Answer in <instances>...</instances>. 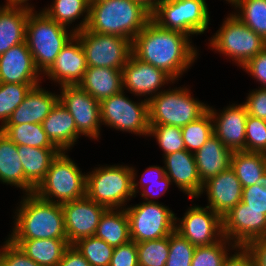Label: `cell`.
Returning <instances> with one entry per match:
<instances>
[{
  "label": "cell",
  "mask_w": 266,
  "mask_h": 266,
  "mask_svg": "<svg viewBox=\"0 0 266 266\" xmlns=\"http://www.w3.org/2000/svg\"><path fill=\"white\" fill-rule=\"evenodd\" d=\"M131 169L133 172V193H134L135 197H136V193H139V190H138L139 188H137L139 183L141 184L140 188H144V182H153V180L154 181H160L166 175L164 167L157 166V165L156 166H149V168L144 170L145 173H143L141 176V179H139L140 182H136L135 180L137 177V175H136L137 172H135V168L131 167ZM147 173H148V175H147ZM151 175H152V177L154 175L153 180L152 179L149 180V178L146 177V176L151 177Z\"/></svg>",
  "instance_id": "cell-51"
},
{
  "label": "cell",
  "mask_w": 266,
  "mask_h": 266,
  "mask_svg": "<svg viewBox=\"0 0 266 266\" xmlns=\"http://www.w3.org/2000/svg\"><path fill=\"white\" fill-rule=\"evenodd\" d=\"M75 36L83 46L87 67L122 70L132 55V41L124 37L95 33L86 28Z\"/></svg>",
  "instance_id": "cell-12"
},
{
  "label": "cell",
  "mask_w": 266,
  "mask_h": 266,
  "mask_svg": "<svg viewBox=\"0 0 266 266\" xmlns=\"http://www.w3.org/2000/svg\"><path fill=\"white\" fill-rule=\"evenodd\" d=\"M59 94L60 103L72 115L77 132L91 139L100 135V102L78 85L61 86Z\"/></svg>",
  "instance_id": "cell-14"
},
{
  "label": "cell",
  "mask_w": 266,
  "mask_h": 266,
  "mask_svg": "<svg viewBox=\"0 0 266 266\" xmlns=\"http://www.w3.org/2000/svg\"><path fill=\"white\" fill-rule=\"evenodd\" d=\"M190 40L189 35L161 28L151 19L132 40V55L176 81L198 57Z\"/></svg>",
  "instance_id": "cell-1"
},
{
  "label": "cell",
  "mask_w": 266,
  "mask_h": 266,
  "mask_svg": "<svg viewBox=\"0 0 266 266\" xmlns=\"http://www.w3.org/2000/svg\"><path fill=\"white\" fill-rule=\"evenodd\" d=\"M109 266H139L136 243L130 241L114 247Z\"/></svg>",
  "instance_id": "cell-46"
},
{
  "label": "cell",
  "mask_w": 266,
  "mask_h": 266,
  "mask_svg": "<svg viewBox=\"0 0 266 266\" xmlns=\"http://www.w3.org/2000/svg\"><path fill=\"white\" fill-rule=\"evenodd\" d=\"M222 233L236 246H246L254 239L266 238V215L239 202L222 216Z\"/></svg>",
  "instance_id": "cell-15"
},
{
  "label": "cell",
  "mask_w": 266,
  "mask_h": 266,
  "mask_svg": "<svg viewBox=\"0 0 266 266\" xmlns=\"http://www.w3.org/2000/svg\"><path fill=\"white\" fill-rule=\"evenodd\" d=\"M225 19L209 40L210 47L242 67L266 47V41L233 13Z\"/></svg>",
  "instance_id": "cell-8"
},
{
  "label": "cell",
  "mask_w": 266,
  "mask_h": 266,
  "mask_svg": "<svg viewBox=\"0 0 266 266\" xmlns=\"http://www.w3.org/2000/svg\"><path fill=\"white\" fill-rule=\"evenodd\" d=\"M6 4L5 6H25L28 8H34L33 6L31 7V5H28L29 3H27L29 0H6ZM26 3V4H25Z\"/></svg>",
  "instance_id": "cell-55"
},
{
  "label": "cell",
  "mask_w": 266,
  "mask_h": 266,
  "mask_svg": "<svg viewBox=\"0 0 266 266\" xmlns=\"http://www.w3.org/2000/svg\"><path fill=\"white\" fill-rule=\"evenodd\" d=\"M54 2L48 8L42 11L51 19L64 26H70L72 22L79 19L80 24L72 30L81 31L87 27L89 20L90 1L89 0H53Z\"/></svg>",
  "instance_id": "cell-32"
},
{
  "label": "cell",
  "mask_w": 266,
  "mask_h": 266,
  "mask_svg": "<svg viewBox=\"0 0 266 266\" xmlns=\"http://www.w3.org/2000/svg\"><path fill=\"white\" fill-rule=\"evenodd\" d=\"M242 68L247 73H250L256 81H259L262 88H266V47Z\"/></svg>",
  "instance_id": "cell-48"
},
{
  "label": "cell",
  "mask_w": 266,
  "mask_h": 266,
  "mask_svg": "<svg viewBox=\"0 0 266 266\" xmlns=\"http://www.w3.org/2000/svg\"><path fill=\"white\" fill-rule=\"evenodd\" d=\"M123 90H128L136 96L154 97L166 83L175 81L162 69L144 63L131 55L122 68Z\"/></svg>",
  "instance_id": "cell-17"
},
{
  "label": "cell",
  "mask_w": 266,
  "mask_h": 266,
  "mask_svg": "<svg viewBox=\"0 0 266 266\" xmlns=\"http://www.w3.org/2000/svg\"><path fill=\"white\" fill-rule=\"evenodd\" d=\"M245 247L253 257L254 266H266V238L254 239Z\"/></svg>",
  "instance_id": "cell-52"
},
{
  "label": "cell",
  "mask_w": 266,
  "mask_h": 266,
  "mask_svg": "<svg viewBox=\"0 0 266 266\" xmlns=\"http://www.w3.org/2000/svg\"><path fill=\"white\" fill-rule=\"evenodd\" d=\"M61 206L69 245H73L79 239L94 236L100 217L107 209L91 200L87 195L61 204Z\"/></svg>",
  "instance_id": "cell-16"
},
{
  "label": "cell",
  "mask_w": 266,
  "mask_h": 266,
  "mask_svg": "<svg viewBox=\"0 0 266 266\" xmlns=\"http://www.w3.org/2000/svg\"><path fill=\"white\" fill-rule=\"evenodd\" d=\"M233 151L228 149L214 134L194 153L201 182L218 175L231 167Z\"/></svg>",
  "instance_id": "cell-25"
},
{
  "label": "cell",
  "mask_w": 266,
  "mask_h": 266,
  "mask_svg": "<svg viewBox=\"0 0 266 266\" xmlns=\"http://www.w3.org/2000/svg\"><path fill=\"white\" fill-rule=\"evenodd\" d=\"M231 256L227 255L222 266H254L253 257L245 246H237Z\"/></svg>",
  "instance_id": "cell-50"
},
{
  "label": "cell",
  "mask_w": 266,
  "mask_h": 266,
  "mask_svg": "<svg viewBox=\"0 0 266 266\" xmlns=\"http://www.w3.org/2000/svg\"><path fill=\"white\" fill-rule=\"evenodd\" d=\"M0 131L16 145L36 148H56L48 139L42 124L3 125L0 127Z\"/></svg>",
  "instance_id": "cell-34"
},
{
  "label": "cell",
  "mask_w": 266,
  "mask_h": 266,
  "mask_svg": "<svg viewBox=\"0 0 266 266\" xmlns=\"http://www.w3.org/2000/svg\"><path fill=\"white\" fill-rule=\"evenodd\" d=\"M231 168L235 171L242 188L255 185L266 172V154L234 151Z\"/></svg>",
  "instance_id": "cell-33"
},
{
  "label": "cell",
  "mask_w": 266,
  "mask_h": 266,
  "mask_svg": "<svg viewBox=\"0 0 266 266\" xmlns=\"http://www.w3.org/2000/svg\"><path fill=\"white\" fill-rule=\"evenodd\" d=\"M124 93L122 90L100 101L101 124L123 132L148 136L150 124L147 97L136 103Z\"/></svg>",
  "instance_id": "cell-10"
},
{
  "label": "cell",
  "mask_w": 266,
  "mask_h": 266,
  "mask_svg": "<svg viewBox=\"0 0 266 266\" xmlns=\"http://www.w3.org/2000/svg\"><path fill=\"white\" fill-rule=\"evenodd\" d=\"M139 266H165L169 254V236L136 243Z\"/></svg>",
  "instance_id": "cell-39"
},
{
  "label": "cell",
  "mask_w": 266,
  "mask_h": 266,
  "mask_svg": "<svg viewBox=\"0 0 266 266\" xmlns=\"http://www.w3.org/2000/svg\"><path fill=\"white\" fill-rule=\"evenodd\" d=\"M78 86L100 102L123 90L122 70L87 67Z\"/></svg>",
  "instance_id": "cell-27"
},
{
  "label": "cell",
  "mask_w": 266,
  "mask_h": 266,
  "mask_svg": "<svg viewBox=\"0 0 266 266\" xmlns=\"http://www.w3.org/2000/svg\"><path fill=\"white\" fill-rule=\"evenodd\" d=\"M40 75L26 42L12 46L0 55V82L39 84Z\"/></svg>",
  "instance_id": "cell-20"
},
{
  "label": "cell",
  "mask_w": 266,
  "mask_h": 266,
  "mask_svg": "<svg viewBox=\"0 0 266 266\" xmlns=\"http://www.w3.org/2000/svg\"><path fill=\"white\" fill-rule=\"evenodd\" d=\"M204 191L207 206L221 217L242 200V186L231 167L204 182L201 194Z\"/></svg>",
  "instance_id": "cell-21"
},
{
  "label": "cell",
  "mask_w": 266,
  "mask_h": 266,
  "mask_svg": "<svg viewBox=\"0 0 266 266\" xmlns=\"http://www.w3.org/2000/svg\"><path fill=\"white\" fill-rule=\"evenodd\" d=\"M48 139L59 151H68L80 135L77 132L74 118L58 101L42 122Z\"/></svg>",
  "instance_id": "cell-24"
},
{
  "label": "cell",
  "mask_w": 266,
  "mask_h": 266,
  "mask_svg": "<svg viewBox=\"0 0 266 266\" xmlns=\"http://www.w3.org/2000/svg\"><path fill=\"white\" fill-rule=\"evenodd\" d=\"M88 173L86 195L107 209H124L126 202L135 197L131 166H100Z\"/></svg>",
  "instance_id": "cell-7"
},
{
  "label": "cell",
  "mask_w": 266,
  "mask_h": 266,
  "mask_svg": "<svg viewBox=\"0 0 266 266\" xmlns=\"http://www.w3.org/2000/svg\"><path fill=\"white\" fill-rule=\"evenodd\" d=\"M232 5L239 11L234 15L266 41V0H236Z\"/></svg>",
  "instance_id": "cell-35"
},
{
  "label": "cell",
  "mask_w": 266,
  "mask_h": 266,
  "mask_svg": "<svg viewBox=\"0 0 266 266\" xmlns=\"http://www.w3.org/2000/svg\"><path fill=\"white\" fill-rule=\"evenodd\" d=\"M2 6L0 7V55L12 46L25 42L27 18L32 10L25 6Z\"/></svg>",
  "instance_id": "cell-26"
},
{
  "label": "cell",
  "mask_w": 266,
  "mask_h": 266,
  "mask_svg": "<svg viewBox=\"0 0 266 266\" xmlns=\"http://www.w3.org/2000/svg\"><path fill=\"white\" fill-rule=\"evenodd\" d=\"M213 119L214 135L234 151H246V120L248 113L243 104L228 105L223 111L208 106Z\"/></svg>",
  "instance_id": "cell-18"
},
{
  "label": "cell",
  "mask_w": 266,
  "mask_h": 266,
  "mask_svg": "<svg viewBox=\"0 0 266 266\" xmlns=\"http://www.w3.org/2000/svg\"><path fill=\"white\" fill-rule=\"evenodd\" d=\"M25 179L36 188L44 179L52 160L60 152L57 148H36L17 145Z\"/></svg>",
  "instance_id": "cell-30"
},
{
  "label": "cell",
  "mask_w": 266,
  "mask_h": 266,
  "mask_svg": "<svg viewBox=\"0 0 266 266\" xmlns=\"http://www.w3.org/2000/svg\"><path fill=\"white\" fill-rule=\"evenodd\" d=\"M246 208L261 210L266 215V172L255 185L242 188V200Z\"/></svg>",
  "instance_id": "cell-44"
},
{
  "label": "cell",
  "mask_w": 266,
  "mask_h": 266,
  "mask_svg": "<svg viewBox=\"0 0 266 266\" xmlns=\"http://www.w3.org/2000/svg\"><path fill=\"white\" fill-rule=\"evenodd\" d=\"M134 1L141 3L152 13L161 0H134Z\"/></svg>",
  "instance_id": "cell-54"
},
{
  "label": "cell",
  "mask_w": 266,
  "mask_h": 266,
  "mask_svg": "<svg viewBox=\"0 0 266 266\" xmlns=\"http://www.w3.org/2000/svg\"><path fill=\"white\" fill-rule=\"evenodd\" d=\"M87 70L85 53L80 40L74 36L57 55L55 62L44 73L60 86L78 85Z\"/></svg>",
  "instance_id": "cell-19"
},
{
  "label": "cell",
  "mask_w": 266,
  "mask_h": 266,
  "mask_svg": "<svg viewBox=\"0 0 266 266\" xmlns=\"http://www.w3.org/2000/svg\"><path fill=\"white\" fill-rule=\"evenodd\" d=\"M195 246L178 232L169 235V254L165 266H191Z\"/></svg>",
  "instance_id": "cell-42"
},
{
  "label": "cell",
  "mask_w": 266,
  "mask_h": 266,
  "mask_svg": "<svg viewBox=\"0 0 266 266\" xmlns=\"http://www.w3.org/2000/svg\"><path fill=\"white\" fill-rule=\"evenodd\" d=\"M39 84L0 82V121L2 127L15 109L23 102L32 87Z\"/></svg>",
  "instance_id": "cell-38"
},
{
  "label": "cell",
  "mask_w": 266,
  "mask_h": 266,
  "mask_svg": "<svg viewBox=\"0 0 266 266\" xmlns=\"http://www.w3.org/2000/svg\"><path fill=\"white\" fill-rule=\"evenodd\" d=\"M10 241L41 266H57L65 249L69 246L67 239L49 238Z\"/></svg>",
  "instance_id": "cell-29"
},
{
  "label": "cell",
  "mask_w": 266,
  "mask_h": 266,
  "mask_svg": "<svg viewBox=\"0 0 266 266\" xmlns=\"http://www.w3.org/2000/svg\"><path fill=\"white\" fill-rule=\"evenodd\" d=\"M160 90L159 94L148 99L150 125L183 127L208 111L209 105L194 99L187 87Z\"/></svg>",
  "instance_id": "cell-6"
},
{
  "label": "cell",
  "mask_w": 266,
  "mask_h": 266,
  "mask_svg": "<svg viewBox=\"0 0 266 266\" xmlns=\"http://www.w3.org/2000/svg\"><path fill=\"white\" fill-rule=\"evenodd\" d=\"M206 0H161L151 19L161 28L192 35L203 34L209 23Z\"/></svg>",
  "instance_id": "cell-9"
},
{
  "label": "cell",
  "mask_w": 266,
  "mask_h": 266,
  "mask_svg": "<svg viewBox=\"0 0 266 266\" xmlns=\"http://www.w3.org/2000/svg\"><path fill=\"white\" fill-rule=\"evenodd\" d=\"M148 136L157 139L159 147L164 152L163 156L186 149L182 138V129L179 126L150 125Z\"/></svg>",
  "instance_id": "cell-41"
},
{
  "label": "cell",
  "mask_w": 266,
  "mask_h": 266,
  "mask_svg": "<svg viewBox=\"0 0 266 266\" xmlns=\"http://www.w3.org/2000/svg\"><path fill=\"white\" fill-rule=\"evenodd\" d=\"M49 18L43 11L29 12L25 42L36 68L44 74L55 62L61 49L75 36L73 30Z\"/></svg>",
  "instance_id": "cell-4"
},
{
  "label": "cell",
  "mask_w": 266,
  "mask_h": 266,
  "mask_svg": "<svg viewBox=\"0 0 266 266\" xmlns=\"http://www.w3.org/2000/svg\"><path fill=\"white\" fill-rule=\"evenodd\" d=\"M227 2H229L232 6V4L236 1V0H226Z\"/></svg>",
  "instance_id": "cell-56"
},
{
  "label": "cell",
  "mask_w": 266,
  "mask_h": 266,
  "mask_svg": "<svg viewBox=\"0 0 266 266\" xmlns=\"http://www.w3.org/2000/svg\"><path fill=\"white\" fill-rule=\"evenodd\" d=\"M19 206L9 240L67 239L61 204L45 201L32 193L23 195Z\"/></svg>",
  "instance_id": "cell-3"
},
{
  "label": "cell",
  "mask_w": 266,
  "mask_h": 266,
  "mask_svg": "<svg viewBox=\"0 0 266 266\" xmlns=\"http://www.w3.org/2000/svg\"><path fill=\"white\" fill-rule=\"evenodd\" d=\"M181 129L186 150L194 154L214 134L212 116L207 111L199 119L186 124Z\"/></svg>",
  "instance_id": "cell-36"
},
{
  "label": "cell",
  "mask_w": 266,
  "mask_h": 266,
  "mask_svg": "<svg viewBox=\"0 0 266 266\" xmlns=\"http://www.w3.org/2000/svg\"><path fill=\"white\" fill-rule=\"evenodd\" d=\"M177 218L175 231L195 247L215 244L223 238L222 217L208 206L195 204L188 208L182 219Z\"/></svg>",
  "instance_id": "cell-13"
},
{
  "label": "cell",
  "mask_w": 266,
  "mask_h": 266,
  "mask_svg": "<svg viewBox=\"0 0 266 266\" xmlns=\"http://www.w3.org/2000/svg\"><path fill=\"white\" fill-rule=\"evenodd\" d=\"M66 153V151L58 153L52 160L44 179L35 188L34 194L40 199L64 204L86 195L87 175L80 171Z\"/></svg>",
  "instance_id": "cell-5"
},
{
  "label": "cell",
  "mask_w": 266,
  "mask_h": 266,
  "mask_svg": "<svg viewBox=\"0 0 266 266\" xmlns=\"http://www.w3.org/2000/svg\"><path fill=\"white\" fill-rule=\"evenodd\" d=\"M131 241L140 243L169 236L175 231L176 215L158 202H143L125 207Z\"/></svg>",
  "instance_id": "cell-11"
},
{
  "label": "cell",
  "mask_w": 266,
  "mask_h": 266,
  "mask_svg": "<svg viewBox=\"0 0 266 266\" xmlns=\"http://www.w3.org/2000/svg\"><path fill=\"white\" fill-rule=\"evenodd\" d=\"M74 247L91 266H109L114 247L95 235L79 239Z\"/></svg>",
  "instance_id": "cell-37"
},
{
  "label": "cell",
  "mask_w": 266,
  "mask_h": 266,
  "mask_svg": "<svg viewBox=\"0 0 266 266\" xmlns=\"http://www.w3.org/2000/svg\"><path fill=\"white\" fill-rule=\"evenodd\" d=\"M151 17L152 13L134 0H94L90 2L86 29L132 41Z\"/></svg>",
  "instance_id": "cell-2"
},
{
  "label": "cell",
  "mask_w": 266,
  "mask_h": 266,
  "mask_svg": "<svg viewBox=\"0 0 266 266\" xmlns=\"http://www.w3.org/2000/svg\"><path fill=\"white\" fill-rule=\"evenodd\" d=\"M0 249V266H41L30 259L9 239L4 241Z\"/></svg>",
  "instance_id": "cell-45"
},
{
  "label": "cell",
  "mask_w": 266,
  "mask_h": 266,
  "mask_svg": "<svg viewBox=\"0 0 266 266\" xmlns=\"http://www.w3.org/2000/svg\"><path fill=\"white\" fill-rule=\"evenodd\" d=\"M2 181V182H1ZM0 182L19 187L26 193L35 188L25 179L17 145L0 131Z\"/></svg>",
  "instance_id": "cell-28"
},
{
  "label": "cell",
  "mask_w": 266,
  "mask_h": 266,
  "mask_svg": "<svg viewBox=\"0 0 266 266\" xmlns=\"http://www.w3.org/2000/svg\"><path fill=\"white\" fill-rule=\"evenodd\" d=\"M246 152L266 154V120L247 116Z\"/></svg>",
  "instance_id": "cell-43"
},
{
  "label": "cell",
  "mask_w": 266,
  "mask_h": 266,
  "mask_svg": "<svg viewBox=\"0 0 266 266\" xmlns=\"http://www.w3.org/2000/svg\"><path fill=\"white\" fill-rule=\"evenodd\" d=\"M242 104L248 115L266 120V88L252 90Z\"/></svg>",
  "instance_id": "cell-47"
},
{
  "label": "cell",
  "mask_w": 266,
  "mask_h": 266,
  "mask_svg": "<svg viewBox=\"0 0 266 266\" xmlns=\"http://www.w3.org/2000/svg\"><path fill=\"white\" fill-rule=\"evenodd\" d=\"M57 266H91L84 256L74 247L69 245Z\"/></svg>",
  "instance_id": "cell-53"
},
{
  "label": "cell",
  "mask_w": 266,
  "mask_h": 266,
  "mask_svg": "<svg viewBox=\"0 0 266 266\" xmlns=\"http://www.w3.org/2000/svg\"><path fill=\"white\" fill-rule=\"evenodd\" d=\"M232 243L223 237L215 244L196 247L191 266H222L225 258L229 254V246L232 247L231 250H235L237 247Z\"/></svg>",
  "instance_id": "cell-40"
},
{
  "label": "cell",
  "mask_w": 266,
  "mask_h": 266,
  "mask_svg": "<svg viewBox=\"0 0 266 266\" xmlns=\"http://www.w3.org/2000/svg\"><path fill=\"white\" fill-rule=\"evenodd\" d=\"M171 184L172 182L167 175H165L160 181L144 182V188L141 189L142 192H140V195L146 200V202H156L154 199L151 200L150 198L163 195Z\"/></svg>",
  "instance_id": "cell-49"
},
{
  "label": "cell",
  "mask_w": 266,
  "mask_h": 266,
  "mask_svg": "<svg viewBox=\"0 0 266 266\" xmlns=\"http://www.w3.org/2000/svg\"><path fill=\"white\" fill-rule=\"evenodd\" d=\"M58 101V94L46 91L40 84L32 87L4 125L42 124Z\"/></svg>",
  "instance_id": "cell-23"
},
{
  "label": "cell",
  "mask_w": 266,
  "mask_h": 266,
  "mask_svg": "<svg viewBox=\"0 0 266 266\" xmlns=\"http://www.w3.org/2000/svg\"><path fill=\"white\" fill-rule=\"evenodd\" d=\"M95 236L113 247L130 242L129 220L125 208L106 209L100 217Z\"/></svg>",
  "instance_id": "cell-31"
},
{
  "label": "cell",
  "mask_w": 266,
  "mask_h": 266,
  "mask_svg": "<svg viewBox=\"0 0 266 266\" xmlns=\"http://www.w3.org/2000/svg\"><path fill=\"white\" fill-rule=\"evenodd\" d=\"M165 174L190 198H199L203 183L198 175L194 154L180 150L163 156Z\"/></svg>",
  "instance_id": "cell-22"
}]
</instances>
